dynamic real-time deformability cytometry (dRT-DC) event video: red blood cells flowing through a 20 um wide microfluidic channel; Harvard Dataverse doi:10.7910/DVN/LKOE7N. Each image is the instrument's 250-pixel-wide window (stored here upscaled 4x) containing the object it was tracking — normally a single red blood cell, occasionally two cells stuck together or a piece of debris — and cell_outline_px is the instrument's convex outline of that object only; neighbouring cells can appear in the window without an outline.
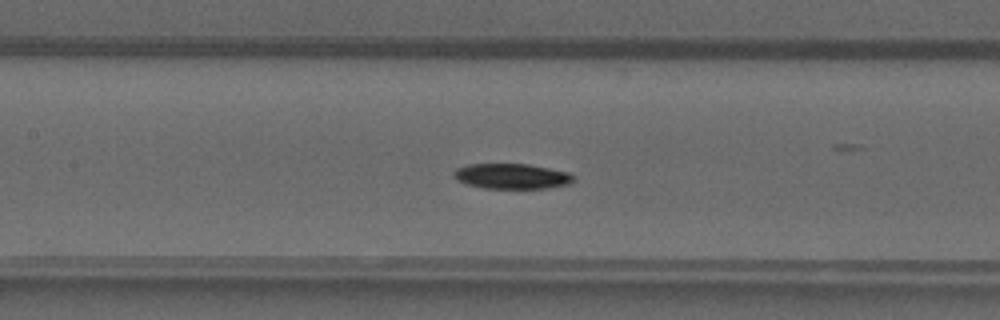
{"species": "common noctule bat (a hibernating species)", "species_latin": "Nyctalus noctula", "temperature_condition": "warm", "stored_images_in_passage": 6, "camera_frame_rate_fps": 3000, "um_per_image_px": 0.085, "animal": {"sex": "male", "forearm_length_mm": 52.5}, "frame": {"image": 1, "passage_image": 6, "time_ms": 6.0, "image_size_px": [1000, 320], "cell_outline_px": [[576, 180], [568, 184], [548, 188], [484, 188], [468, 184], [456, 180], [452, 176], [452, 172], [456, 168], [468, 164], [528, 164], [568, 172], [576, 176]], "centroid_in_image_um": [43.5, 14.97], "position_along_channel_um": 163.9, "area_um2": 17.74}}